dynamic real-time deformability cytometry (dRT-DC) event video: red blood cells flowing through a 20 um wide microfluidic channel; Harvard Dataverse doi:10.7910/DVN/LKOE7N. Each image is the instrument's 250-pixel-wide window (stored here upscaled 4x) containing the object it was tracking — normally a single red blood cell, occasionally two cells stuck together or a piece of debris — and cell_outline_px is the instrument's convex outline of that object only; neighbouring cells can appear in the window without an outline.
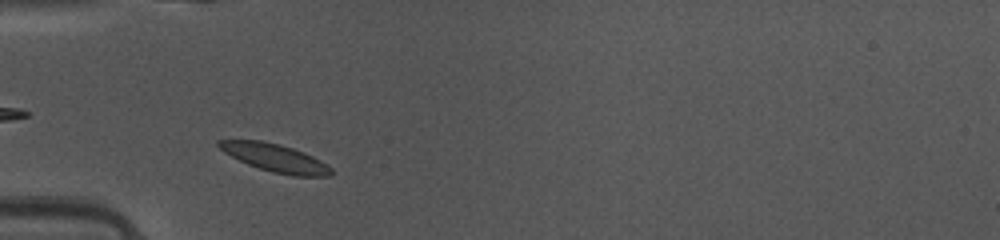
{"species": "common noctule bat (a hibernating species)", "species_latin": "Nyctalus noctula", "temperature_condition": "warm", "stored_images_in_passage": 30, "camera_frame_rate_fps": 3000, "um_per_image_px": 0.085, "animal": {"sex": "female", "body_mass_g": 10.0, "forearm_length_mm": 53.1}, "frame": {"image": 1, "passage_image": 3, "time_ms": 0.667, "image_size_px": [1000, 240], "cell_outline_px": [[332, 172], [328, 176], [292, 176], [272, 172], [248, 164], [224, 152], [216, 144], [216, 140], [260, 140], [280, 144], [304, 152], [320, 160], [332, 168]], "centroid_in_image_um": [23.38, 13.41], "position_along_channel_um": 61.6, "area_um2": 18.09}}
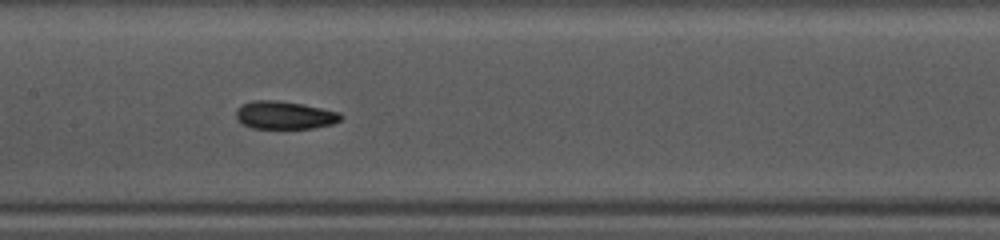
{"frame": {"image": 2, "passage_image": 12, "time_ms": 3.667, "image_size_px": [1000, 240], "cell_outline_px": [[344, 116], [340, 120], [332, 124], [312, 128], [252, 128], [236, 120], [236, 108], [240, 104], [252, 100], [276, 100], [304, 104], [340, 112]], "centroid_in_image_um": [24.17, 9.77], "position_along_channel_um": 183.2, "area_um2": 17.22}}
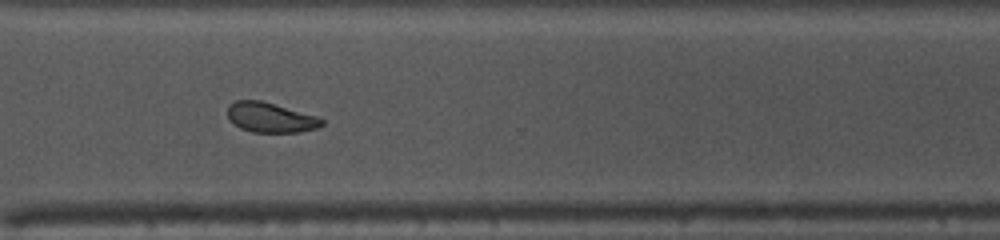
{"frame": {"image": 3, "passage_image": 24, "time_ms": 7.667, "image_size_px": [1000, 240], "cell_outline_px": [[324, 124], [316, 128], [300, 132], [252, 132], [240, 128], [228, 116], [228, 104], [236, 100], [260, 100], [316, 116], [324, 120]], "centroid_in_image_um": [22.99, 9.99], "position_along_channel_um": 347.6, "area_um2": 16.18}, "authors_computed_cell_mechanics": {"area_um2": 17.2244, "velocity_mm_per_s": 4.1286, "shape_relaxation_time_tau1_ms": 2.4463, "shape_relaxation_time_tau2_ms": 1.9525, "deformation_change_tau1": 0.1053, "deformation_change_tau2": 0.0773}}